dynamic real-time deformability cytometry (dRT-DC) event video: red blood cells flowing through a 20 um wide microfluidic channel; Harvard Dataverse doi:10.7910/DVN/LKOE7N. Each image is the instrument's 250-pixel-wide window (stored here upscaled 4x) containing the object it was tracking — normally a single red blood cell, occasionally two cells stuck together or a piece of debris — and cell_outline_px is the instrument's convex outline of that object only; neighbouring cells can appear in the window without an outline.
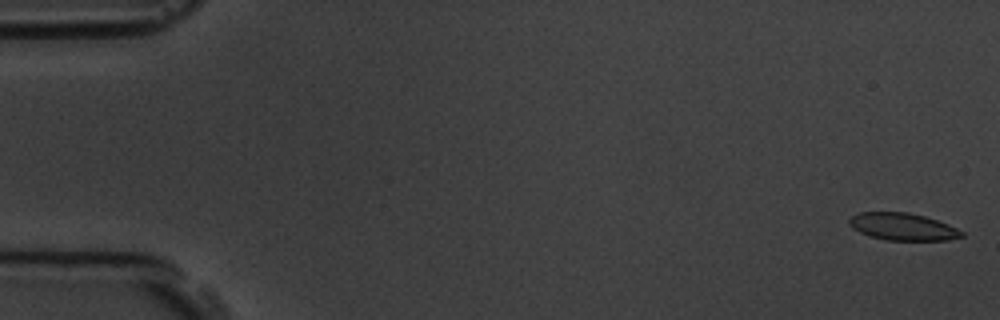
{"species": "common noctule bat (a hibernating species)", "species_latin": "Nyctalus noctula", "temperature_condition": "room temperature", "stored_images_in_passage": 5, "camera_frame_rate_fps": 3000, "um_per_image_px": 0.085, "animal": {"sex": "male", "body_mass_g": 19.5, "forearm_length_mm": 54.6}, "frame": {"image": 1, "passage_image": 1, "time_ms": 0.0, "image_size_px": [1000, 320], "cell_outline_px": [[964, 236], [948, 240], [884, 240], [860, 232], [852, 228], [848, 224], [848, 220], [852, 216], [860, 212], [908, 212], [924, 216], [948, 224], [964, 232]], "centroid_in_image_um": [76.73, 19.27], "position_along_channel_um": 8.3, "area_um2": 17.8}}
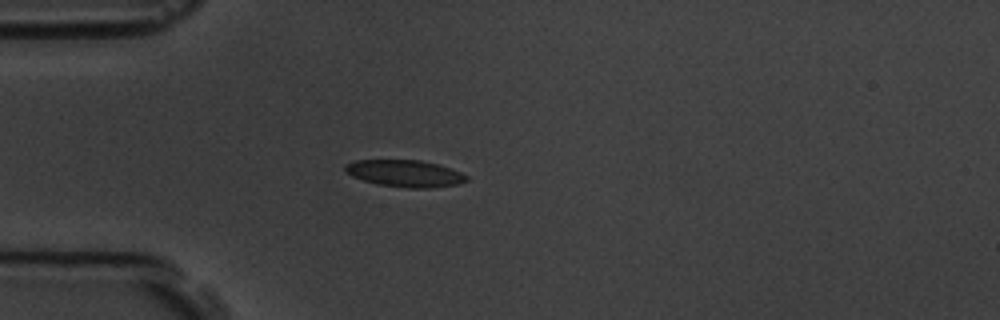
{"frame": {"image": 2, "passage_image": 5, "time_ms": 4.667, "image_size_px": [1000, 320], "cell_outline_px": [[468, 180], [456, 184], [432, 188], [408, 188], [376, 184], [352, 176], [344, 168], [344, 164], [356, 160], [420, 160], [440, 164], [460, 172], [468, 176]], "centroid_in_image_um": [34.43, 14.74], "position_along_channel_um": 50.6, "area_um2": 19.02}}